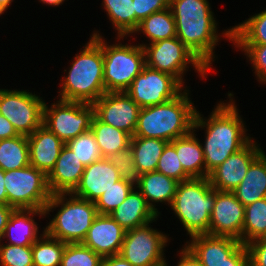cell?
<instances>
[{"instance_id":"obj_22","label":"cell","mask_w":266,"mask_h":266,"mask_svg":"<svg viewBox=\"0 0 266 266\" xmlns=\"http://www.w3.org/2000/svg\"><path fill=\"white\" fill-rule=\"evenodd\" d=\"M109 215L127 231L148 224L157 213L147 204L141 192H134L132 189Z\"/></svg>"},{"instance_id":"obj_27","label":"cell","mask_w":266,"mask_h":266,"mask_svg":"<svg viewBox=\"0 0 266 266\" xmlns=\"http://www.w3.org/2000/svg\"><path fill=\"white\" fill-rule=\"evenodd\" d=\"M171 143L175 146L184 171L191 178H204L205 175L202 174L200 168H202V163L205 164V157L203 148L196 138L189 132L185 136L172 140Z\"/></svg>"},{"instance_id":"obj_45","label":"cell","mask_w":266,"mask_h":266,"mask_svg":"<svg viewBox=\"0 0 266 266\" xmlns=\"http://www.w3.org/2000/svg\"><path fill=\"white\" fill-rule=\"evenodd\" d=\"M19 136L12 123L0 114V140Z\"/></svg>"},{"instance_id":"obj_25","label":"cell","mask_w":266,"mask_h":266,"mask_svg":"<svg viewBox=\"0 0 266 266\" xmlns=\"http://www.w3.org/2000/svg\"><path fill=\"white\" fill-rule=\"evenodd\" d=\"M167 143L158 138L131 137L134 162L141 174L156 171L158 160Z\"/></svg>"},{"instance_id":"obj_24","label":"cell","mask_w":266,"mask_h":266,"mask_svg":"<svg viewBox=\"0 0 266 266\" xmlns=\"http://www.w3.org/2000/svg\"><path fill=\"white\" fill-rule=\"evenodd\" d=\"M178 181L164 175L163 173L152 171L141 174L139 189L145 197L147 204L155 211L151 203H148V198L153 201H169L172 204L176 194Z\"/></svg>"},{"instance_id":"obj_21","label":"cell","mask_w":266,"mask_h":266,"mask_svg":"<svg viewBox=\"0 0 266 266\" xmlns=\"http://www.w3.org/2000/svg\"><path fill=\"white\" fill-rule=\"evenodd\" d=\"M187 248L201 264H218L227 262L241 245L238 239L228 236L196 235Z\"/></svg>"},{"instance_id":"obj_10","label":"cell","mask_w":266,"mask_h":266,"mask_svg":"<svg viewBox=\"0 0 266 266\" xmlns=\"http://www.w3.org/2000/svg\"><path fill=\"white\" fill-rule=\"evenodd\" d=\"M44 103L25 91L0 90V114L19 135L29 136L43 124Z\"/></svg>"},{"instance_id":"obj_4","label":"cell","mask_w":266,"mask_h":266,"mask_svg":"<svg viewBox=\"0 0 266 266\" xmlns=\"http://www.w3.org/2000/svg\"><path fill=\"white\" fill-rule=\"evenodd\" d=\"M75 58L61 100L93 104L106 92L102 47L92 38L81 55Z\"/></svg>"},{"instance_id":"obj_17","label":"cell","mask_w":266,"mask_h":266,"mask_svg":"<svg viewBox=\"0 0 266 266\" xmlns=\"http://www.w3.org/2000/svg\"><path fill=\"white\" fill-rule=\"evenodd\" d=\"M126 230L110 215H98L82 244L91 248L102 258L119 255Z\"/></svg>"},{"instance_id":"obj_46","label":"cell","mask_w":266,"mask_h":266,"mask_svg":"<svg viewBox=\"0 0 266 266\" xmlns=\"http://www.w3.org/2000/svg\"><path fill=\"white\" fill-rule=\"evenodd\" d=\"M15 208L10 205L0 204V238L5 235V228Z\"/></svg>"},{"instance_id":"obj_40","label":"cell","mask_w":266,"mask_h":266,"mask_svg":"<svg viewBox=\"0 0 266 266\" xmlns=\"http://www.w3.org/2000/svg\"><path fill=\"white\" fill-rule=\"evenodd\" d=\"M2 266H34L32 245L16 246L8 244L0 247Z\"/></svg>"},{"instance_id":"obj_33","label":"cell","mask_w":266,"mask_h":266,"mask_svg":"<svg viewBox=\"0 0 266 266\" xmlns=\"http://www.w3.org/2000/svg\"><path fill=\"white\" fill-rule=\"evenodd\" d=\"M266 231V198L245 206L242 235L246 232L251 240L260 238Z\"/></svg>"},{"instance_id":"obj_52","label":"cell","mask_w":266,"mask_h":266,"mask_svg":"<svg viewBox=\"0 0 266 266\" xmlns=\"http://www.w3.org/2000/svg\"><path fill=\"white\" fill-rule=\"evenodd\" d=\"M259 240H264V241H266V231L264 232V234L260 237V238H258Z\"/></svg>"},{"instance_id":"obj_23","label":"cell","mask_w":266,"mask_h":266,"mask_svg":"<svg viewBox=\"0 0 266 266\" xmlns=\"http://www.w3.org/2000/svg\"><path fill=\"white\" fill-rule=\"evenodd\" d=\"M232 192L244 206L266 198V158L263 153L250 164L245 177Z\"/></svg>"},{"instance_id":"obj_19","label":"cell","mask_w":266,"mask_h":266,"mask_svg":"<svg viewBox=\"0 0 266 266\" xmlns=\"http://www.w3.org/2000/svg\"><path fill=\"white\" fill-rule=\"evenodd\" d=\"M85 166L65 144L60 151L54 168L47 175L51 194L70 193L79 185Z\"/></svg>"},{"instance_id":"obj_42","label":"cell","mask_w":266,"mask_h":266,"mask_svg":"<svg viewBox=\"0 0 266 266\" xmlns=\"http://www.w3.org/2000/svg\"><path fill=\"white\" fill-rule=\"evenodd\" d=\"M252 58L260 79L266 80V44H241ZM260 73V74H259ZM262 77V78H261Z\"/></svg>"},{"instance_id":"obj_14","label":"cell","mask_w":266,"mask_h":266,"mask_svg":"<svg viewBox=\"0 0 266 266\" xmlns=\"http://www.w3.org/2000/svg\"><path fill=\"white\" fill-rule=\"evenodd\" d=\"M92 105L100 121L134 135L141 108L126 92H105Z\"/></svg>"},{"instance_id":"obj_37","label":"cell","mask_w":266,"mask_h":266,"mask_svg":"<svg viewBox=\"0 0 266 266\" xmlns=\"http://www.w3.org/2000/svg\"><path fill=\"white\" fill-rule=\"evenodd\" d=\"M133 186L122 179L114 183V186L106 190L94 202L98 214L109 215L115 210L127 197Z\"/></svg>"},{"instance_id":"obj_49","label":"cell","mask_w":266,"mask_h":266,"mask_svg":"<svg viewBox=\"0 0 266 266\" xmlns=\"http://www.w3.org/2000/svg\"><path fill=\"white\" fill-rule=\"evenodd\" d=\"M4 185V171L0 168V204L8 205V197Z\"/></svg>"},{"instance_id":"obj_41","label":"cell","mask_w":266,"mask_h":266,"mask_svg":"<svg viewBox=\"0 0 266 266\" xmlns=\"http://www.w3.org/2000/svg\"><path fill=\"white\" fill-rule=\"evenodd\" d=\"M135 11V31L139 23L151 15L169 9L170 0H133Z\"/></svg>"},{"instance_id":"obj_3","label":"cell","mask_w":266,"mask_h":266,"mask_svg":"<svg viewBox=\"0 0 266 266\" xmlns=\"http://www.w3.org/2000/svg\"><path fill=\"white\" fill-rule=\"evenodd\" d=\"M207 138L203 149L205 177L222 164L230 155L238 152L249 142L241 136L243 128L232 104L219 105L208 122Z\"/></svg>"},{"instance_id":"obj_13","label":"cell","mask_w":266,"mask_h":266,"mask_svg":"<svg viewBox=\"0 0 266 266\" xmlns=\"http://www.w3.org/2000/svg\"><path fill=\"white\" fill-rule=\"evenodd\" d=\"M148 224L127 230L119 255L132 266H162L161 257L166 242L164 235L147 227Z\"/></svg>"},{"instance_id":"obj_32","label":"cell","mask_w":266,"mask_h":266,"mask_svg":"<svg viewBox=\"0 0 266 266\" xmlns=\"http://www.w3.org/2000/svg\"><path fill=\"white\" fill-rule=\"evenodd\" d=\"M115 26L120 31V36L135 31V11L133 0H104Z\"/></svg>"},{"instance_id":"obj_36","label":"cell","mask_w":266,"mask_h":266,"mask_svg":"<svg viewBox=\"0 0 266 266\" xmlns=\"http://www.w3.org/2000/svg\"><path fill=\"white\" fill-rule=\"evenodd\" d=\"M65 245L66 243L56 238L53 242L35 241L32 245L34 266H60Z\"/></svg>"},{"instance_id":"obj_20","label":"cell","mask_w":266,"mask_h":266,"mask_svg":"<svg viewBox=\"0 0 266 266\" xmlns=\"http://www.w3.org/2000/svg\"><path fill=\"white\" fill-rule=\"evenodd\" d=\"M27 139L30 165L48 175L65 143L43 124Z\"/></svg>"},{"instance_id":"obj_30","label":"cell","mask_w":266,"mask_h":266,"mask_svg":"<svg viewBox=\"0 0 266 266\" xmlns=\"http://www.w3.org/2000/svg\"><path fill=\"white\" fill-rule=\"evenodd\" d=\"M226 35L238 44H266V11L226 32Z\"/></svg>"},{"instance_id":"obj_39","label":"cell","mask_w":266,"mask_h":266,"mask_svg":"<svg viewBox=\"0 0 266 266\" xmlns=\"http://www.w3.org/2000/svg\"><path fill=\"white\" fill-rule=\"evenodd\" d=\"M156 171L163 173L179 183L191 179V177L184 171L177 156L175 146L171 142L166 144L163 153L158 160Z\"/></svg>"},{"instance_id":"obj_31","label":"cell","mask_w":266,"mask_h":266,"mask_svg":"<svg viewBox=\"0 0 266 266\" xmlns=\"http://www.w3.org/2000/svg\"><path fill=\"white\" fill-rule=\"evenodd\" d=\"M28 210V213L32 212V213H42L45 214L46 211L42 210V209H14L9 221L6 225L5 228V234L6 232L9 233V231L11 232V228L14 227L15 229L19 230L20 227V233L21 234L20 237L17 236V238L14 237H10L12 239V243L11 245H16V246H29V245H33V243L35 241H37V237H36V232H37V228L36 225L34 224L33 220L30 219V217H26L23 214V211ZM11 229V230H10ZM22 229V230H21ZM15 231V230H14ZM17 232V231H16ZM17 233V234H18ZM23 233V234H22Z\"/></svg>"},{"instance_id":"obj_9","label":"cell","mask_w":266,"mask_h":266,"mask_svg":"<svg viewBox=\"0 0 266 266\" xmlns=\"http://www.w3.org/2000/svg\"><path fill=\"white\" fill-rule=\"evenodd\" d=\"M56 106V108L48 110L44 103L43 125L65 144L90 130L94 116V106L92 104L61 100L60 104Z\"/></svg>"},{"instance_id":"obj_6","label":"cell","mask_w":266,"mask_h":266,"mask_svg":"<svg viewBox=\"0 0 266 266\" xmlns=\"http://www.w3.org/2000/svg\"><path fill=\"white\" fill-rule=\"evenodd\" d=\"M8 205L15 209H42L49 211L62 202V193L51 194L47 175L31 166L4 171Z\"/></svg>"},{"instance_id":"obj_2","label":"cell","mask_w":266,"mask_h":266,"mask_svg":"<svg viewBox=\"0 0 266 266\" xmlns=\"http://www.w3.org/2000/svg\"><path fill=\"white\" fill-rule=\"evenodd\" d=\"M206 0H170L176 25V37L188 47L198 59L209 66L213 45L215 23Z\"/></svg>"},{"instance_id":"obj_16","label":"cell","mask_w":266,"mask_h":266,"mask_svg":"<svg viewBox=\"0 0 266 266\" xmlns=\"http://www.w3.org/2000/svg\"><path fill=\"white\" fill-rule=\"evenodd\" d=\"M251 146L249 142L209 174L212 188L232 192L241 183L250 164L262 153L256 146Z\"/></svg>"},{"instance_id":"obj_5","label":"cell","mask_w":266,"mask_h":266,"mask_svg":"<svg viewBox=\"0 0 266 266\" xmlns=\"http://www.w3.org/2000/svg\"><path fill=\"white\" fill-rule=\"evenodd\" d=\"M214 203L215 189L204 177L178 183L171 206L193 237L208 234Z\"/></svg>"},{"instance_id":"obj_51","label":"cell","mask_w":266,"mask_h":266,"mask_svg":"<svg viewBox=\"0 0 266 266\" xmlns=\"http://www.w3.org/2000/svg\"><path fill=\"white\" fill-rule=\"evenodd\" d=\"M11 3V0H0V4L6 9L7 6Z\"/></svg>"},{"instance_id":"obj_11","label":"cell","mask_w":266,"mask_h":266,"mask_svg":"<svg viewBox=\"0 0 266 266\" xmlns=\"http://www.w3.org/2000/svg\"><path fill=\"white\" fill-rule=\"evenodd\" d=\"M181 83L170 74L144 66L126 93L140 108L165 103L179 95Z\"/></svg>"},{"instance_id":"obj_12","label":"cell","mask_w":266,"mask_h":266,"mask_svg":"<svg viewBox=\"0 0 266 266\" xmlns=\"http://www.w3.org/2000/svg\"><path fill=\"white\" fill-rule=\"evenodd\" d=\"M143 50L149 57L146 66L170 74L180 83L181 77L178 76L182 74L187 61L193 62L202 74L208 69L177 37L156 41L148 49L143 46Z\"/></svg>"},{"instance_id":"obj_28","label":"cell","mask_w":266,"mask_h":266,"mask_svg":"<svg viewBox=\"0 0 266 266\" xmlns=\"http://www.w3.org/2000/svg\"><path fill=\"white\" fill-rule=\"evenodd\" d=\"M30 164L27 136L0 140V168L3 171L21 169Z\"/></svg>"},{"instance_id":"obj_8","label":"cell","mask_w":266,"mask_h":266,"mask_svg":"<svg viewBox=\"0 0 266 266\" xmlns=\"http://www.w3.org/2000/svg\"><path fill=\"white\" fill-rule=\"evenodd\" d=\"M94 202L82 198L68 201L45 230V237L64 243H82L98 216Z\"/></svg>"},{"instance_id":"obj_18","label":"cell","mask_w":266,"mask_h":266,"mask_svg":"<svg viewBox=\"0 0 266 266\" xmlns=\"http://www.w3.org/2000/svg\"><path fill=\"white\" fill-rule=\"evenodd\" d=\"M119 180L118 170L107 158H103L85 167L80 183L72 193H76L79 198L95 202Z\"/></svg>"},{"instance_id":"obj_38","label":"cell","mask_w":266,"mask_h":266,"mask_svg":"<svg viewBox=\"0 0 266 266\" xmlns=\"http://www.w3.org/2000/svg\"><path fill=\"white\" fill-rule=\"evenodd\" d=\"M118 170L120 179L133 186L134 182L139 185L141 173L134 162V154L131 146L122 151L111 154L107 158Z\"/></svg>"},{"instance_id":"obj_50","label":"cell","mask_w":266,"mask_h":266,"mask_svg":"<svg viewBox=\"0 0 266 266\" xmlns=\"http://www.w3.org/2000/svg\"><path fill=\"white\" fill-rule=\"evenodd\" d=\"M41 1H44L48 4H53V5H59L63 0H41Z\"/></svg>"},{"instance_id":"obj_26","label":"cell","mask_w":266,"mask_h":266,"mask_svg":"<svg viewBox=\"0 0 266 266\" xmlns=\"http://www.w3.org/2000/svg\"><path fill=\"white\" fill-rule=\"evenodd\" d=\"M90 130L95 135L103 158H108L111 154L130 146L131 136L128 133L103 123L95 115L92 118Z\"/></svg>"},{"instance_id":"obj_1","label":"cell","mask_w":266,"mask_h":266,"mask_svg":"<svg viewBox=\"0 0 266 266\" xmlns=\"http://www.w3.org/2000/svg\"><path fill=\"white\" fill-rule=\"evenodd\" d=\"M203 124L187 96L180 94L165 103L141 108L133 136L171 142Z\"/></svg>"},{"instance_id":"obj_35","label":"cell","mask_w":266,"mask_h":266,"mask_svg":"<svg viewBox=\"0 0 266 266\" xmlns=\"http://www.w3.org/2000/svg\"><path fill=\"white\" fill-rule=\"evenodd\" d=\"M103 258L82 243H67L60 266H101Z\"/></svg>"},{"instance_id":"obj_43","label":"cell","mask_w":266,"mask_h":266,"mask_svg":"<svg viewBox=\"0 0 266 266\" xmlns=\"http://www.w3.org/2000/svg\"><path fill=\"white\" fill-rule=\"evenodd\" d=\"M257 244L253 242H248L246 244L249 257H250V266H266V241L258 239L256 240Z\"/></svg>"},{"instance_id":"obj_15","label":"cell","mask_w":266,"mask_h":266,"mask_svg":"<svg viewBox=\"0 0 266 266\" xmlns=\"http://www.w3.org/2000/svg\"><path fill=\"white\" fill-rule=\"evenodd\" d=\"M245 206L233 192L215 190V203L210 215L208 235L228 236L238 239L242 244L249 240L242 238Z\"/></svg>"},{"instance_id":"obj_34","label":"cell","mask_w":266,"mask_h":266,"mask_svg":"<svg viewBox=\"0 0 266 266\" xmlns=\"http://www.w3.org/2000/svg\"><path fill=\"white\" fill-rule=\"evenodd\" d=\"M66 145L75 153L78 159L86 167L93 162L103 159L95 135L88 130L76 138H73Z\"/></svg>"},{"instance_id":"obj_47","label":"cell","mask_w":266,"mask_h":266,"mask_svg":"<svg viewBox=\"0 0 266 266\" xmlns=\"http://www.w3.org/2000/svg\"><path fill=\"white\" fill-rule=\"evenodd\" d=\"M101 266H132L127 260L120 255L105 257L102 260Z\"/></svg>"},{"instance_id":"obj_7","label":"cell","mask_w":266,"mask_h":266,"mask_svg":"<svg viewBox=\"0 0 266 266\" xmlns=\"http://www.w3.org/2000/svg\"><path fill=\"white\" fill-rule=\"evenodd\" d=\"M103 52V75L106 92H126L145 66L143 46H104L100 37H92Z\"/></svg>"},{"instance_id":"obj_48","label":"cell","mask_w":266,"mask_h":266,"mask_svg":"<svg viewBox=\"0 0 266 266\" xmlns=\"http://www.w3.org/2000/svg\"><path fill=\"white\" fill-rule=\"evenodd\" d=\"M182 253L183 257L178 266H202L199 260L188 248H186Z\"/></svg>"},{"instance_id":"obj_29","label":"cell","mask_w":266,"mask_h":266,"mask_svg":"<svg viewBox=\"0 0 266 266\" xmlns=\"http://www.w3.org/2000/svg\"><path fill=\"white\" fill-rule=\"evenodd\" d=\"M143 30L154 43L159 40L176 37V25L172 12L159 11L143 19L136 31Z\"/></svg>"},{"instance_id":"obj_53","label":"cell","mask_w":266,"mask_h":266,"mask_svg":"<svg viewBox=\"0 0 266 266\" xmlns=\"http://www.w3.org/2000/svg\"><path fill=\"white\" fill-rule=\"evenodd\" d=\"M3 11H5V8L0 4V14L3 13Z\"/></svg>"},{"instance_id":"obj_44","label":"cell","mask_w":266,"mask_h":266,"mask_svg":"<svg viewBox=\"0 0 266 266\" xmlns=\"http://www.w3.org/2000/svg\"><path fill=\"white\" fill-rule=\"evenodd\" d=\"M202 266H250L247 246L242 244L229 258H227V262L225 263L202 264Z\"/></svg>"}]
</instances>
